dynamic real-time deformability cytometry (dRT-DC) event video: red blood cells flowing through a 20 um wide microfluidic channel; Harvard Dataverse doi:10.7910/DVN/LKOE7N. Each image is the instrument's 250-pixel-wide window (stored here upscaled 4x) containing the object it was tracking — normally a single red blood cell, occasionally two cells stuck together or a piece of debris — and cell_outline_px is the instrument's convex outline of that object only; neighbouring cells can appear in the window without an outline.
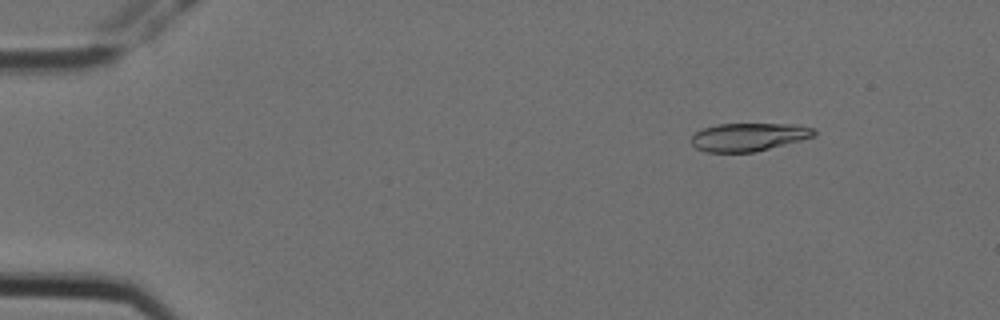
{"species": "Egyptian fruit bat (a non-hibernating species)", "species_latin": "Rousettus aegyptiacus", "temperature_condition": "cold", "stored_images_in_passage": 4, "camera_frame_rate_fps": 3000, "um_per_image_px": 0.085, "animal": {"sex": "female"}, "frame": {"image": 1, "passage_image": 2, "time_ms": 0.333, "image_size_px": [1000, 320], "cell_outline_px": [[816, 136], [756, 152], [708, 152], [696, 148], [692, 144], [692, 136], [696, 132], [704, 128], [716, 124], [796, 124], [816, 128]], "centroid_in_image_um": [63.68, 11.64], "position_along_channel_um": 21.3, "area_um2": 20.17}}